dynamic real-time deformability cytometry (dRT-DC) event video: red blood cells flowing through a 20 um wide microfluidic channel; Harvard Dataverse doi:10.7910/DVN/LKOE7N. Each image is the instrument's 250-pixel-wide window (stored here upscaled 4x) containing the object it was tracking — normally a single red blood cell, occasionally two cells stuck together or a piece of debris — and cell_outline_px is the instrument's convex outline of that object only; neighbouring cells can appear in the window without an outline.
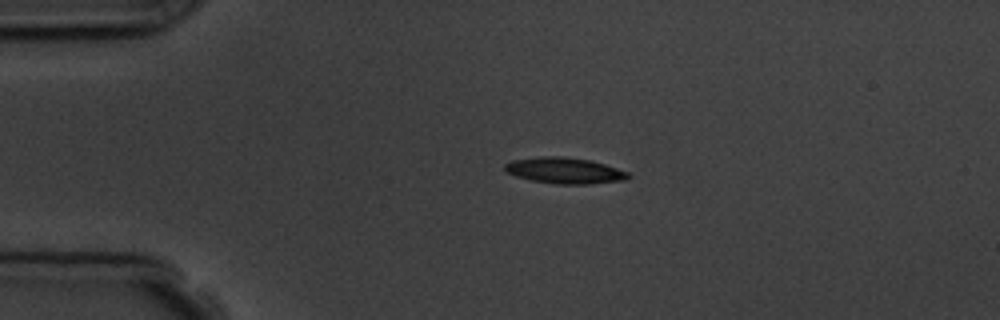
{"species": "common noctule bat (a hibernating species)", "species_latin": "Nyctalus noctula", "temperature_condition": "room temperature", "stored_images_in_passage": 3, "camera_frame_rate_fps": 3000, "um_per_image_px": 0.085, "animal": {"sex": "male", "body_mass_g": 19.5, "forearm_length_mm": 54.6}, "frame": {"image": 1, "passage_image": 2, "time_ms": 1.0, "image_size_px": [1000, 320], "cell_outline_px": [[632, 176], [628, 180], [588, 184], [556, 184], [532, 180], [516, 176], [504, 172], [504, 164], [512, 160], [540, 156], [564, 156], [592, 160], [628, 172]], "centroid_in_image_um": [48.0, 14.49], "position_along_channel_um": 37.0, "area_um2": 18.96}}